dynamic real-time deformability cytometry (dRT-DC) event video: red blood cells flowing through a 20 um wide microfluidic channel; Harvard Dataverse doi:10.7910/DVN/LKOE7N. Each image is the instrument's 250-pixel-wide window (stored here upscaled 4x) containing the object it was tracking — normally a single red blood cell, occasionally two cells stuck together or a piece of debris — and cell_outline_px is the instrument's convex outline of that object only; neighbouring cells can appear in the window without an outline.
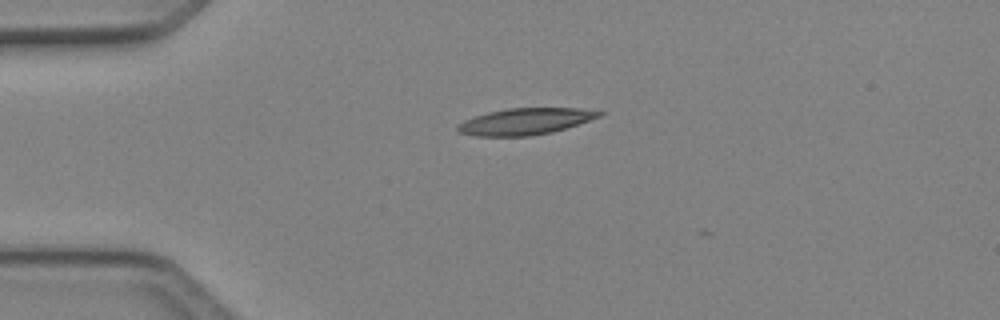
{"species": "Egyptian fruit bat (a non-hibernating species)", "species_latin": "Rousettus aegyptiacus", "temperature_condition": "cold", "stored_images_in_passage": 7, "camera_frame_rate_fps": 3000, "um_per_image_px": 0.085, "animal": {"sex": "female"}, "frame": {"image": 1, "passage_image": 2, "time_ms": 0.333, "image_size_px": [1000, 320], "cell_outline_px": [[604, 112], [600, 116], [552, 132], [528, 136], [476, 136], [460, 132], [456, 128], [464, 120], [488, 112], [508, 108], [580, 108]], "centroid_in_image_um": [44.63, 10.32], "position_along_channel_um": 40.4, "area_um2": 21.44}}
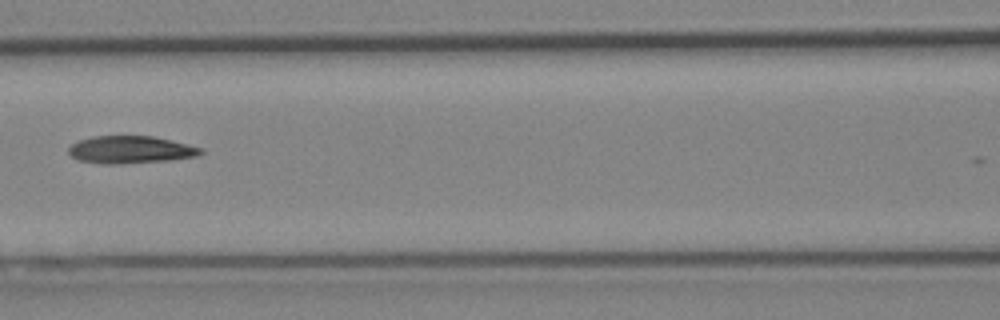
{"frame": {"image": 2, "passage_image": 5, "time_ms": 1.333, "image_size_px": [1000, 320], "cell_outline_px": [[204, 152], [196, 156], [172, 160], [120, 164], [104, 164], [76, 160], [68, 152], [68, 148], [72, 144], [80, 140], [92, 136], [152, 136], [172, 140], [204, 148]], "centroid_in_image_um": [11.11, 12.73], "position_along_channel_um": 155.5, "area_um2": 21.33}}
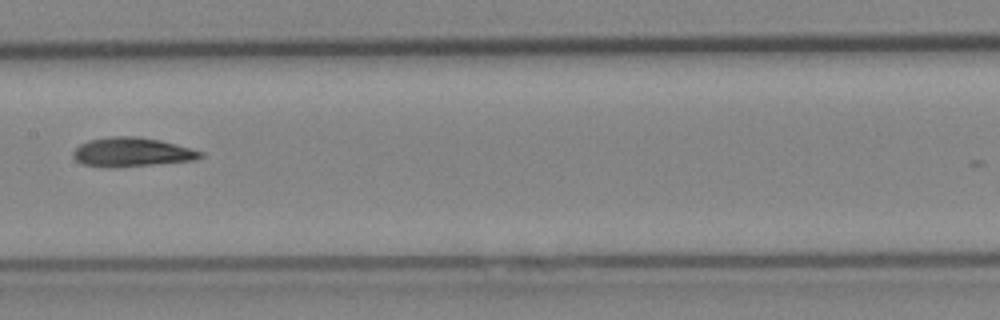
{"frame": {"image": 3, "passage_image": 6, "time_ms": 1.667, "image_size_px": [1000, 320], "cell_outline_px": [[204, 156], [196, 160], [116, 168], [108, 168], [80, 164], [72, 156], [72, 152], [80, 144], [88, 140], [112, 136], [136, 136], [160, 140], [192, 148], [204, 152]], "centroid_in_image_um": [11.2, 12.94], "position_along_channel_um": 196.2, "area_um2": 21.96}}